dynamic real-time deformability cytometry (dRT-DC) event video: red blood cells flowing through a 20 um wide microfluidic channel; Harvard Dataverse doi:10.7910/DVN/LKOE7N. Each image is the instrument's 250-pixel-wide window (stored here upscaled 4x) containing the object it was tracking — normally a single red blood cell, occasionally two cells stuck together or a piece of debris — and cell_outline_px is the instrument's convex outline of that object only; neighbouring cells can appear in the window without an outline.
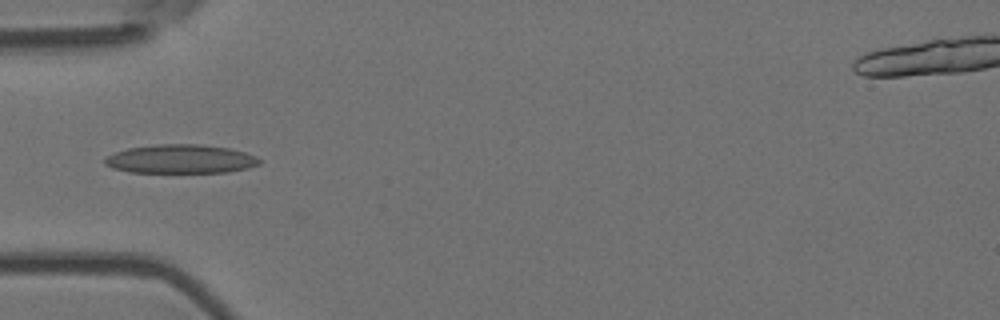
{"species": "Egyptian fruit bat (a non-hibernating species)", "species_latin": "Rousettus aegyptiacus", "temperature_condition": "room temperature", "stored_images_in_passage": 2, "camera_frame_rate_fps": 3000, "um_per_image_px": 0.085, "animal": {"sex": "female"}, "frame": {"image": 1, "passage_image": 2, "time_ms": 0.333, "image_size_px": [1000, 320], "cell_outline_px": [[260, 164], [248, 168], [228, 172], [128, 172], [112, 168], [104, 164], [104, 160], [108, 156], [116, 152], [128, 148], [156, 144], [196, 144], [232, 148], [256, 156], [260, 160]], "centroid_in_image_um": [15.36, 13.51], "position_along_channel_um": 69.6, "area_um2": 25.95}}